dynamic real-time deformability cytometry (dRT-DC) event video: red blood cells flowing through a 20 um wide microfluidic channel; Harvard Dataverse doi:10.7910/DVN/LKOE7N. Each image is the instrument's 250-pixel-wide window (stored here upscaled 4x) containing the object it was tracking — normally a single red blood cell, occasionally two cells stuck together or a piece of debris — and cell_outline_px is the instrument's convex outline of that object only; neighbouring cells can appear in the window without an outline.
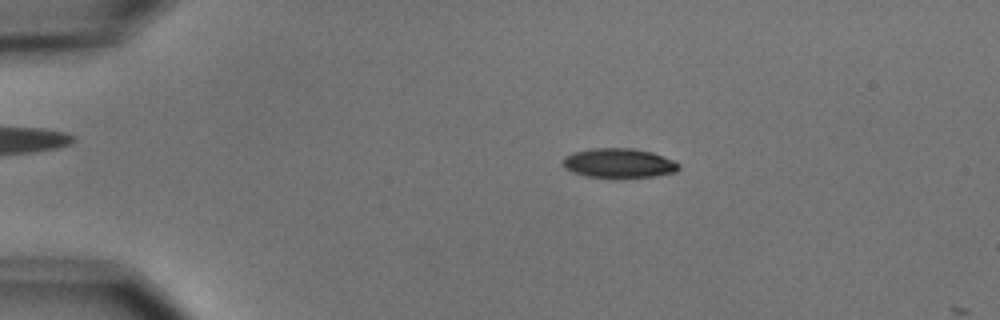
{"species": "common noctule bat (a hibernating species)", "species_latin": "Nyctalus noctula", "temperature_condition": "cold", "stored_images_in_passage": 3, "camera_frame_rate_fps": 3000, "um_per_image_px": 0.085, "animal": {"sex": "male", "body_mass_g": 15.6}, "frame": {"image": 1, "passage_image": 2, "time_ms": 2.0, "image_size_px": [1000, 320], "cell_outline_px": [[680, 168], [676, 172], [652, 176], [588, 176], [572, 172], [564, 168], [564, 156], [572, 152], [592, 148], [632, 148], [652, 152], [672, 160], [680, 164]], "centroid_in_image_um": [52.59, 13.84], "position_along_channel_um": 32.4, "area_um2": 19.48}}